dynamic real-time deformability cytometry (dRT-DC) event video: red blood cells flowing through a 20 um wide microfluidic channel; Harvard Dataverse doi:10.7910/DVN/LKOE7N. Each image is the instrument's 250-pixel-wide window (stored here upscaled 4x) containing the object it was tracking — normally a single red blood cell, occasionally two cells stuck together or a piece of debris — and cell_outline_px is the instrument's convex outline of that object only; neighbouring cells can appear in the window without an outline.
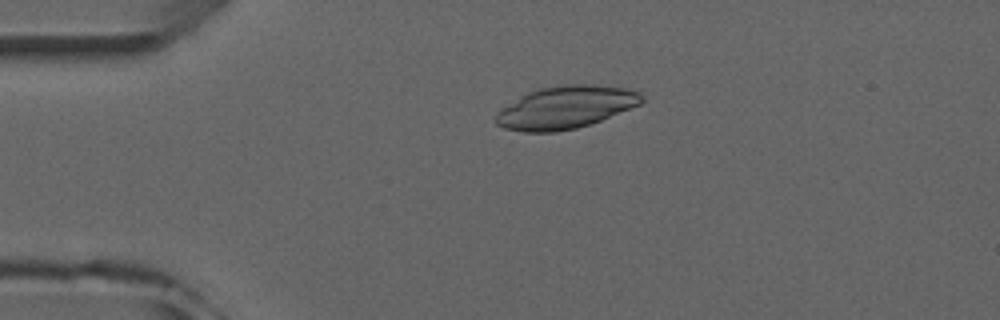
{"species": "common noctule bat (a hibernating species)", "species_latin": "Nyctalus noctula", "temperature_condition": "room temperature", "stored_images_in_passage": 5, "camera_frame_rate_fps": 3000, "um_per_image_px": 0.085, "animal": {"sex": "male", "forearm_length_mm": 52.5}, "frame": {"image": 1, "passage_image": 4, "time_ms": 3.333, "image_size_px": [1000, 320], "cell_outline_px": [[644, 100], [640, 104], [600, 120], [576, 128], [556, 132], [524, 132], [504, 128], [496, 124], [492, 120], [496, 112], [528, 92], [540, 88], [564, 84], [592, 84], [624, 88], [640, 92], [644, 96]], "centroid_in_image_um": [48.05, 9.12], "position_along_channel_um": 37.0, "area_um2": 36.07}}